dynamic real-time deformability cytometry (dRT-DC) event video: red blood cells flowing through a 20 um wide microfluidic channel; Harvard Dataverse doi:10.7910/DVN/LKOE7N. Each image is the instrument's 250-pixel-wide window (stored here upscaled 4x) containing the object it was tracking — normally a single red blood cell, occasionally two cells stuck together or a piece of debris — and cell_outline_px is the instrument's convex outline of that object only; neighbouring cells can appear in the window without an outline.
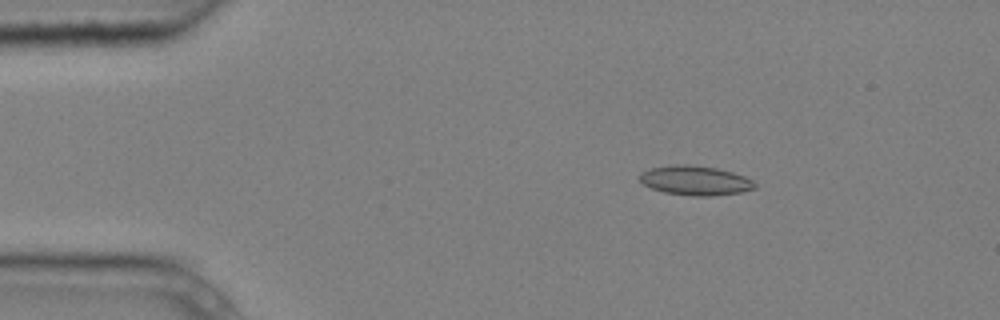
{"species": "common noctule bat (a hibernating species)", "species_latin": "Nyctalus noctula", "temperature_condition": "cold", "stored_images_in_passage": 3, "camera_frame_rate_fps": 3000, "um_per_image_px": 0.085, "animal": {"sex": "male", "body_mass_g": 20.4}, "frame": {"image": 1, "passage_image": 1, "time_ms": 0.0, "image_size_px": [1000, 320], "cell_outline_px": [[756, 188], [740, 192], [712, 196], [692, 196], [664, 192], [652, 188], [644, 184], [640, 180], [640, 172], [652, 168], [676, 164], [688, 164], [716, 168], [732, 172], [744, 176], [752, 180], [756, 184]], "centroid_in_image_um": [59.1, 15.34], "position_along_channel_um": 25.9, "area_um2": 19.65}}
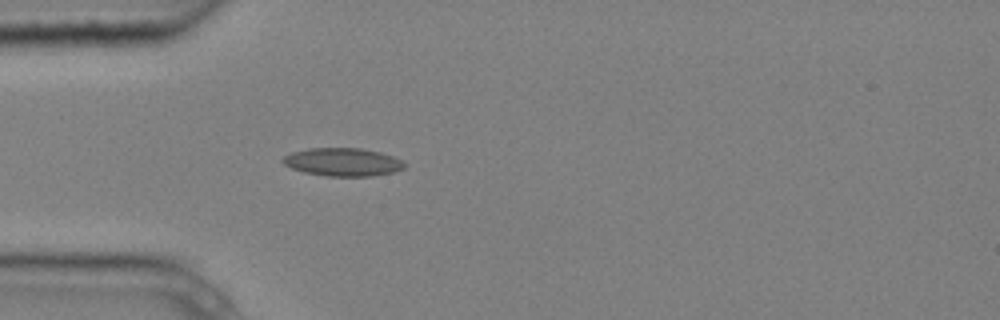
{"frame": {"image": 2, "passage_image": 3, "time_ms": 0.667, "image_size_px": [1000, 320], "cell_outline_px": [[404, 168], [392, 172], [372, 176], [328, 176], [304, 172], [292, 168], [284, 164], [280, 160], [284, 156], [292, 152], [308, 148], [360, 148], [380, 152], [392, 156], [400, 160], [404, 164]], "centroid_in_image_um": [29.1, 13.77], "position_along_channel_um": 55.9, "area_um2": 19.77}}